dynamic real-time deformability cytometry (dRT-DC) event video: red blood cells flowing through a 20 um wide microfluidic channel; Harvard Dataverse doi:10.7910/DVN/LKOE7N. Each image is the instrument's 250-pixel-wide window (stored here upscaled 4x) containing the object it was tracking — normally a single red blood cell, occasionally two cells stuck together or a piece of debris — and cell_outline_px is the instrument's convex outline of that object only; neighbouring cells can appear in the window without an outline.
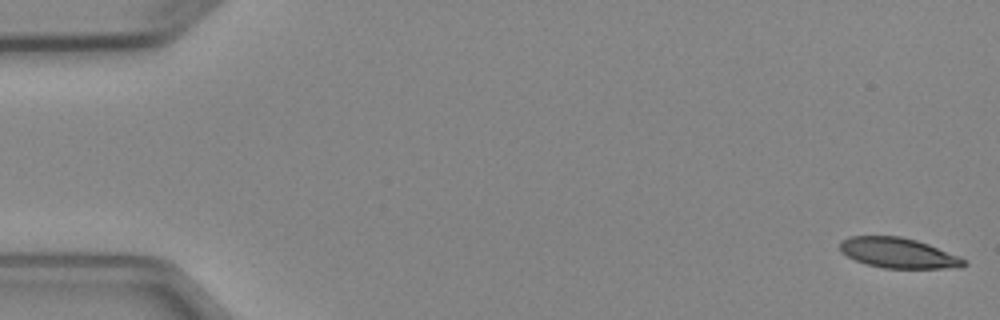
{"species": "Egyptian fruit bat (a non-hibernating species)", "species_latin": "Rousettus aegyptiacus", "temperature_condition": "cold", "stored_images_in_passage": 6, "camera_frame_rate_fps": 3000, "um_per_image_px": 0.085, "animal": {"sex": "female"}, "frame": {"image": 1, "passage_image": 1, "time_ms": 0.0, "image_size_px": [1000, 320], "cell_outline_px": [[968, 264], [960, 268], [884, 268], [868, 264], [856, 260], [840, 252], [840, 240], [848, 236], [900, 236], [916, 240], [928, 244], [960, 256]], "centroid_in_image_um": [76.36, 21.5], "position_along_channel_um": 8.6, "area_um2": 21.85}}
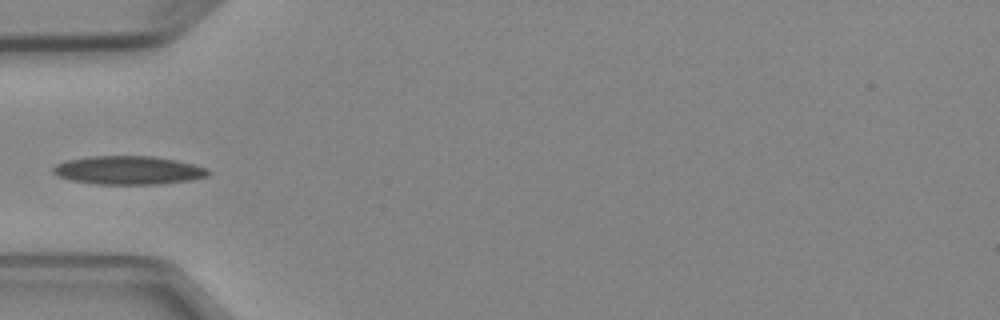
{"frame": {"image": 2, "passage_image": 5, "time_ms": 5.333, "image_size_px": [1000, 320], "cell_outline_px": [[212, 172], [208, 176], [192, 180], [160, 184], [96, 184], [72, 180], [60, 176], [52, 172], [52, 168], [56, 164], [64, 160], [88, 156], [152, 156], [176, 160], [208, 168]], "centroid_in_image_um": [10.93, 14.47], "position_along_channel_um": 74.1, "area_um2": 25.89}}